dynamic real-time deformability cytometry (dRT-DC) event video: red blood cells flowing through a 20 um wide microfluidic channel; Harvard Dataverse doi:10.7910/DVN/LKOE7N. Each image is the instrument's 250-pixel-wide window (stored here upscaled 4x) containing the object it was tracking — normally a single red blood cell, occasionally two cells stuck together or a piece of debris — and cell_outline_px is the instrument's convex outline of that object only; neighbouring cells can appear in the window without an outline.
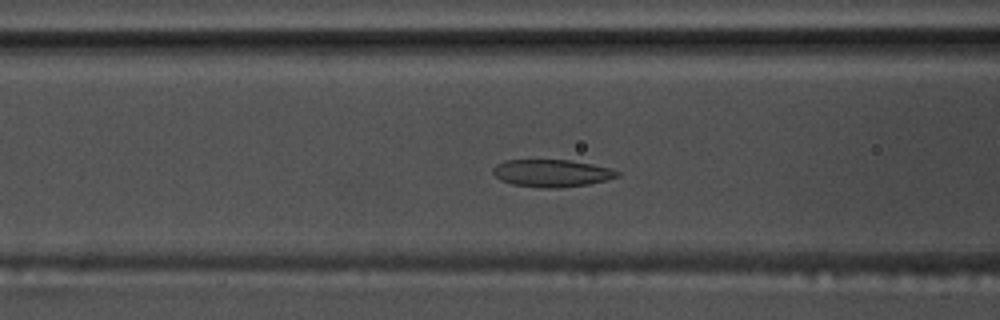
{"species": "common noctule bat (a hibernating species)", "species_latin": "Nyctalus noctula", "temperature_condition": "warm", "stored_images_in_passage": 55, "camera_frame_rate_fps": 3000, "um_per_image_px": 0.085, "animal": {"sex": "male", "body_mass_g": 17.5, "forearm_length_mm": 52.3}, "frame": {"image": 1, "passage_image": 21, "time_ms": 6.667, "image_size_px": [1000, 320], "cell_outline_px": [[620, 176], [588, 184], [560, 188], [536, 188], [512, 184], [500, 180], [492, 172], [492, 168], [496, 164], [504, 160], [572, 160], [612, 168], [620, 172]], "centroid_in_image_um": [46.88, 14.72], "position_along_channel_um": 119.7, "area_um2": 20.06}}
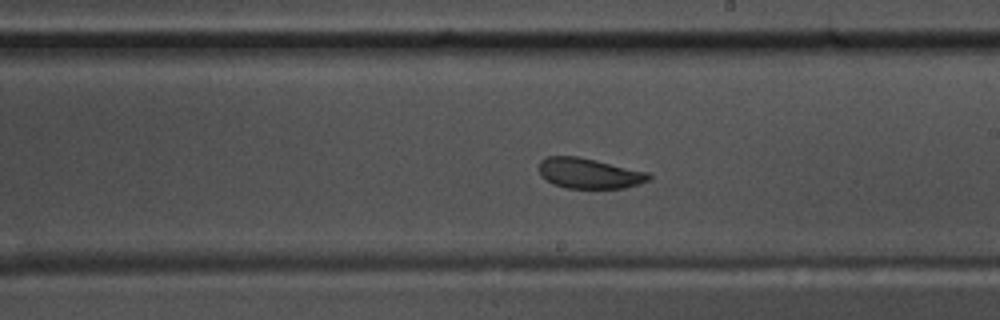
{"frame": {"image": 2, "passage_image": 31, "time_ms": 10.0, "image_size_px": [1000, 320], "cell_outline_px": [[652, 176], [648, 180], [624, 188], [568, 188], [552, 184], [540, 176], [540, 160], [548, 156], [576, 156], [596, 160], [648, 172]], "centroid_in_image_um": [50.05, 14.73], "position_along_channel_um": 239.0, "area_um2": 19.31}}
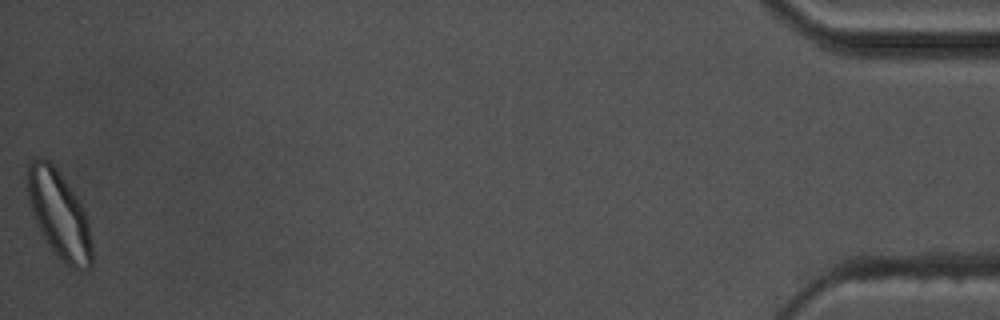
{"frame": {"image": 3, "passage_image": 55, "time_ms": 18.0, "image_size_px": [1000, 320], "cell_outline_px": [[92, 268], [72, 268], [56, 256], [48, 244], [32, 212], [28, 200], [28, 164], [36, 156], [48, 160], [56, 168], [76, 196], [88, 220], [92, 244]], "centroid_in_image_um": [5.04, 18.24], "position_along_channel_um": 430.2, "area_um2": 32.31}, "authors_computed_cell_mechanics": {"area_um2": 21.7906, "velocity_mm_per_s": 3.5963, "shape_relaxation_time_tau1_ms": 4.5093, "shape_relaxation_time_tau2_ms": 2.3471, "deformation_change_tau1": 0.0974, "deformation_change_tau2": 0.0768}}